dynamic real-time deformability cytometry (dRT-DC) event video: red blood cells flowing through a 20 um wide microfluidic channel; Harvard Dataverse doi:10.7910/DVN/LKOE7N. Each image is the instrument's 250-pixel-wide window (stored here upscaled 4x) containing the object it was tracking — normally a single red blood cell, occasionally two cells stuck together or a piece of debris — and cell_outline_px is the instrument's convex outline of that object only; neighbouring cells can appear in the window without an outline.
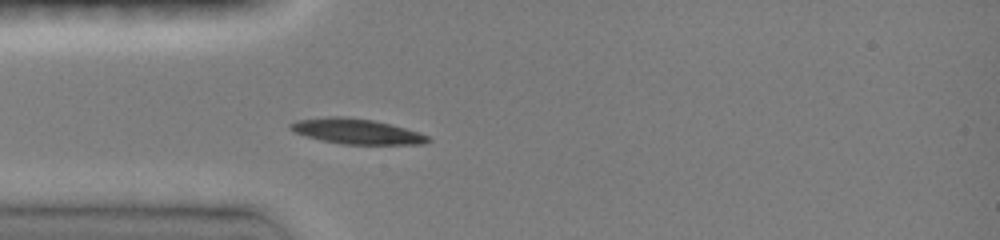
{"species": "common noctule bat (a hibernating species)", "species_latin": "Nyctalus noctula", "temperature_condition": "room temperature", "stored_images_in_passage": 36, "camera_frame_rate_fps": 3000, "um_per_image_px": 0.085, "animal": {"sex": "female", "body_mass_g": 19.0, "forearm_length_mm": 51.5}, "frame": {"image": 1, "passage_image": 1, "time_ms": 0.0, "image_size_px": [1000, 240], "cell_outline_px": [[432, 140], [424, 144], [340, 144], [320, 140], [292, 132], [288, 128], [288, 124], [296, 120], [328, 116], [344, 116], [372, 120], [404, 128], [428, 136]], "centroid_in_image_um": [30.22, 11.16], "position_along_channel_um": 54.8, "area_um2": 20.23}}
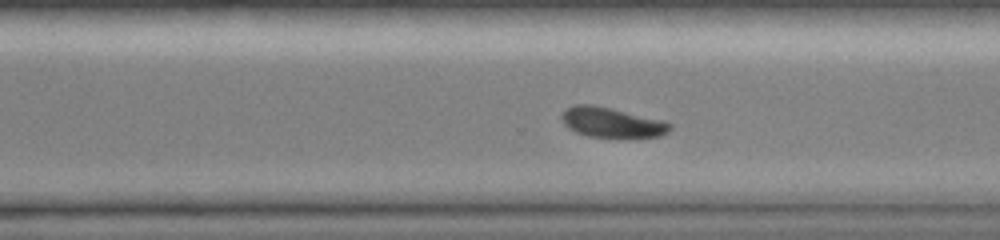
{"frame": {"image": 2, "passage_image": 22, "time_ms": 6.667, "image_size_px": [1000, 240], "cell_outline_px": [[672, 128], [668, 132], [660, 136], [588, 136], [576, 132], [568, 128], [564, 124], [560, 116], [564, 108], [572, 104], [592, 104], [612, 108], [664, 120], [672, 124]], "centroid_in_image_um": [51.96, 10.37], "position_along_channel_um": 318.6, "area_um2": 18.9}}
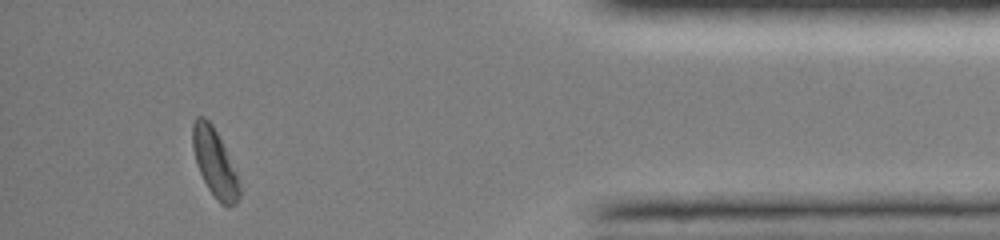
{"frame": {"image": 3, "passage_image": 33, "time_ms": 10.0, "image_size_px": [1000, 240], "cell_outline_px": [[240, 196], [236, 204], [228, 208], [220, 204], [216, 200], [208, 188], [200, 172], [192, 148], [192, 124], [196, 116], [204, 116], [212, 124], [236, 172], [240, 184]], "centroid_in_image_um": [18.25, 13.87], "position_along_channel_um": 417.0, "area_um2": 18.38}, "authors_computed_cell_mechanics": {"area_um2": 19.8832, "velocity_mm_per_s": 3.9968, "shape_relaxation_time_tau1_ms": 2.0325, "shape_relaxation_time_tau2_ms": null, "deformation_change_tau1": 0.1275, "deformation_change_tau2": null}}